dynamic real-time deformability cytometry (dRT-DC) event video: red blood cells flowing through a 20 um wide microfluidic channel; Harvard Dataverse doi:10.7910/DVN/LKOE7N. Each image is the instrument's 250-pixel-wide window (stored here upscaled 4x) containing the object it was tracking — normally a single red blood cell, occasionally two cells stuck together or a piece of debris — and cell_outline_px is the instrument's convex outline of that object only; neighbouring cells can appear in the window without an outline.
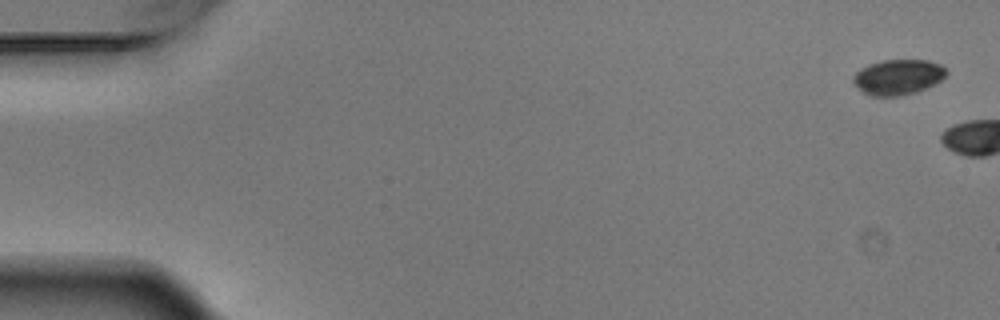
{"species": "Egyptian fruit bat (a non-hibernating species)", "species_latin": "Rousettus aegyptiacus", "temperature_condition": "warm", "stored_images_in_passage": 2, "camera_frame_rate_fps": 3000, "um_per_image_px": 0.085, "animal": {"sex": "male"}, "frame": {"image": 1, "passage_image": 1, "time_ms": 0.0, "image_size_px": [1000, 320], "cell_outline_px": [[948, 72], [940, 80], [916, 92], [896, 96], [872, 96], [864, 92], [852, 80], [852, 76], [860, 68], [868, 64], [880, 60], [928, 60], [940, 64]], "centroid_in_image_um": [76.3, 6.53], "position_along_channel_um": 8.7, "area_um2": 18.96}}